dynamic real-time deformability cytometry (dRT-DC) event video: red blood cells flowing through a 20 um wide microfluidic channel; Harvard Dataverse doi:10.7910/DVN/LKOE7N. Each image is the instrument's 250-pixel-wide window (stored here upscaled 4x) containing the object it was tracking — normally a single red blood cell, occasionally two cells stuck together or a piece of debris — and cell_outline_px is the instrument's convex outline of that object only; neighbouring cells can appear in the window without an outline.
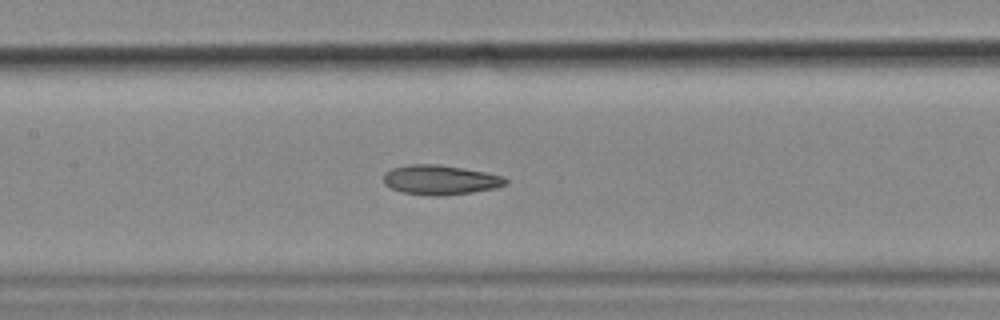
{"species": "common noctule bat (a hibernating species)", "species_latin": "Nyctalus noctula", "temperature_condition": "cold", "stored_images_in_passage": 44, "camera_frame_rate_fps": 3000, "um_per_image_px": 0.085, "animal": {"sex": "female", "body_mass_g": 18.4}, "frame": {"image": 1, "passage_image": 19, "time_ms": 6.0, "image_size_px": [1000, 320], "cell_outline_px": [[508, 184], [496, 188], [472, 192], [444, 196], [432, 196], [400, 192], [384, 184], [384, 172], [392, 168], [408, 164], [436, 164], [484, 172], [504, 176], [508, 180]], "centroid_in_image_um": [37.42, 15.3], "position_along_channel_um": 170.0, "area_um2": 21.15}, "authors_computed_cell_mechanics": {"area_um2": 21.3571, "velocity_mm_per_s": 3.5749, "shape_relaxation_time_tau1_ms": null, "shape_relaxation_time_tau2_ms": 4.5694, "deformation_change_tau1": null, "deformation_change_tau2": 0.1175}}